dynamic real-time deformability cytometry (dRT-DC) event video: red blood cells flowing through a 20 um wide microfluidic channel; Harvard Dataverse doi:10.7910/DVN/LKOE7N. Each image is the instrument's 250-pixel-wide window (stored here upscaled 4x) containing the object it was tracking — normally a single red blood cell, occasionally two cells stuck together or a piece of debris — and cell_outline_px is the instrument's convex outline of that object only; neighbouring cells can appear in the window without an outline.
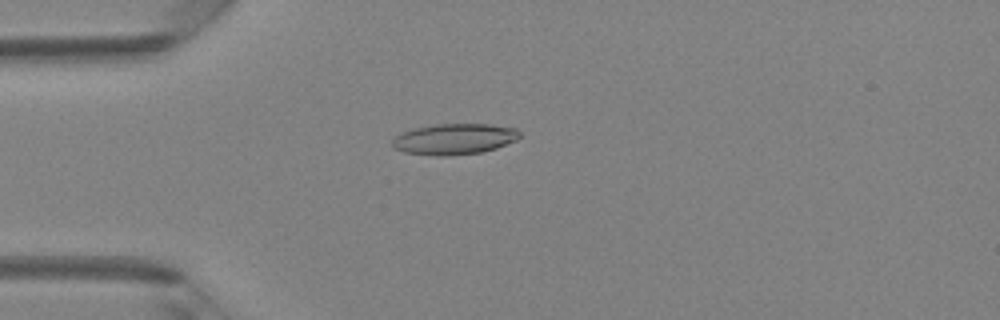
{"species": "Egyptian fruit bat (a non-hibernating species)", "species_latin": "Rousettus aegyptiacus", "temperature_condition": "room temperature", "stored_images_in_passage": 48, "camera_frame_rate_fps": 3000, "um_per_image_px": 0.085, "animal": {"sex": "female"}, "frame": {"image": 1, "passage_image": 13, "time_ms": 4.0, "image_size_px": [1000, 320], "cell_outline_px": [[520, 136], [516, 140], [496, 148], [480, 152], [448, 156], [436, 156], [404, 152], [392, 148], [392, 140], [396, 136], [404, 132], [416, 128], [436, 124], [488, 124], [516, 128], [520, 132]], "centroid_in_image_um": [38.61, 11.82], "position_along_channel_um": 46.4, "area_um2": 22.83}}
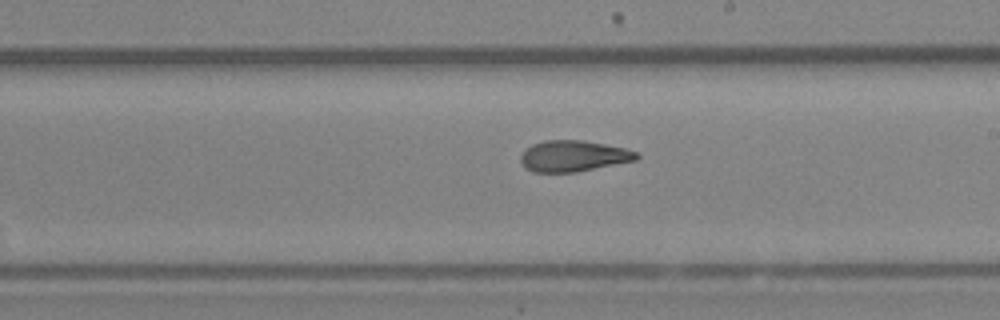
{"frame": {"image": 2, "passage_image": 28, "time_ms": 9.0, "image_size_px": [1000, 320], "cell_outline_px": [[640, 156], [636, 160], [576, 172], [532, 172], [524, 168], [520, 160], [520, 156], [532, 144], [544, 140], [580, 140], [604, 144], [624, 148], [636, 152]], "centroid_in_image_um": [48.71, 13.27], "position_along_channel_um": 240.3, "area_um2": 20.87}}
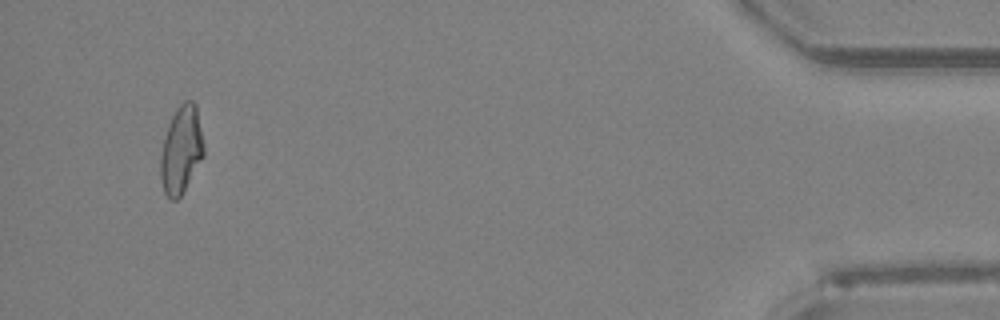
{"frame": {"image": 3, "passage_image": 46, "time_ms": 15.0, "image_size_px": [1000, 320], "cell_outline_px": [[204, 156], [180, 196], [176, 200], [172, 200], [164, 192], [160, 176], [160, 156], [164, 136], [168, 124], [176, 108], [184, 100], [192, 100], [196, 104], [204, 144]], "centroid_in_image_um": [15.4, 12.7], "position_along_channel_um": 419.8, "area_um2": 22.08}, "authors_computed_cell_mechanics": {"area_um2": 22.0796, "velocity_mm_per_s": 4.2276, "shape_relaxation_time_tau1_ms": 9.8833, "shape_relaxation_time_tau2_ms": 2.6294, "deformation_change_tau1": 0.2567, "deformation_change_tau2": 0.1014}}